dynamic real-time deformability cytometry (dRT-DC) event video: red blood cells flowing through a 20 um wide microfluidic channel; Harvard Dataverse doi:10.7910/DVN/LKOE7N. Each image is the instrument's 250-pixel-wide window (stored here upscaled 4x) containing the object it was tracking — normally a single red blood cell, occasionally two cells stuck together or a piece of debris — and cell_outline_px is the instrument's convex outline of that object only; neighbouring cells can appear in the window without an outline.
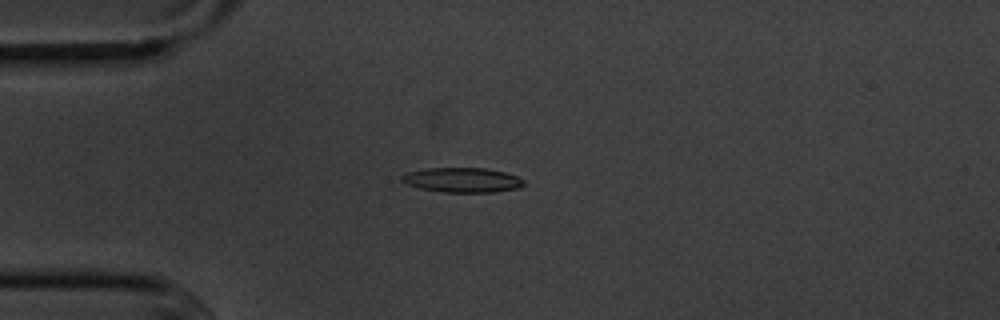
{"species": "common noctule bat (a hibernating species)", "species_latin": "Nyctalus noctula", "temperature_condition": "cold", "stored_images_in_passage": 41, "segment_of_instrument_passage": [1, 2], "camera_frame_rate_fps": 3000, "um_per_image_px": 0.085, "animal": {"sex": "male", "body_mass_g": 20.1, "forearm_length_mm": 53.5}, "frame": {"image": 1, "passage_image": 6, "time_ms": 1.667, "image_size_px": [1000, 320], "cell_outline_px": [[524, 184], [520, 188], [492, 192], [444, 192], [420, 188], [408, 184], [400, 180], [400, 176], [408, 172], [428, 168], [484, 168], [504, 172], [516, 176], [524, 180]], "centroid_in_image_um": [39.3, 15.3], "position_along_channel_um": 45.7, "area_um2": 17.46}}
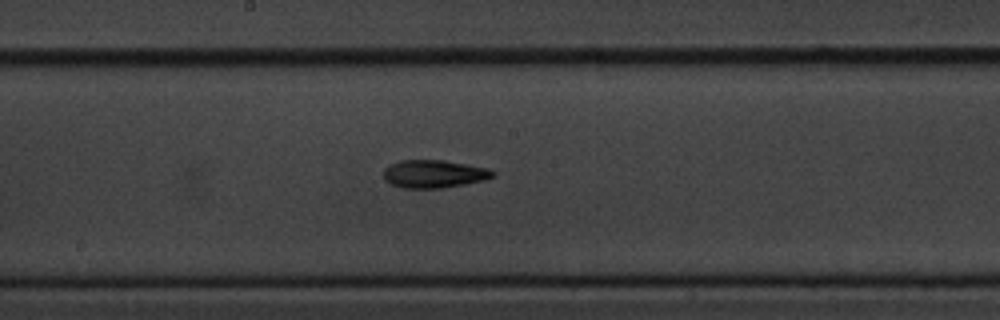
{"frame": {"image": 2, "passage_image": 21, "time_ms": 6.667, "image_size_px": [1000, 320], "cell_outline_px": [[496, 176], [484, 180], [464, 184], [440, 188], [400, 188], [384, 180], [384, 168], [388, 164], [400, 160], [444, 160], [492, 168], [496, 172]], "centroid_in_image_um": [36.91, 14.77], "position_along_channel_um": 211.3, "area_um2": 18.09}}
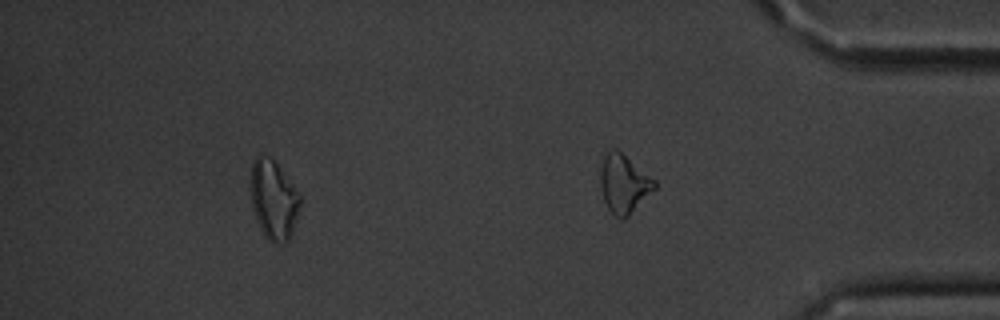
{"frame": {"image": 3, "passage_image": 36, "time_ms": 11.667, "image_size_px": [1000, 320], "cell_outline_px": [[300, 204], [292, 232], [288, 240], [284, 244], [276, 244], [268, 240], [264, 236], [256, 220], [252, 208], [252, 164], [256, 156], [268, 156], [276, 164], [292, 184], [300, 196]], "centroid_in_image_um": [23.25, 17.05], "position_along_channel_um": 411.9, "area_um2": 22.25}}